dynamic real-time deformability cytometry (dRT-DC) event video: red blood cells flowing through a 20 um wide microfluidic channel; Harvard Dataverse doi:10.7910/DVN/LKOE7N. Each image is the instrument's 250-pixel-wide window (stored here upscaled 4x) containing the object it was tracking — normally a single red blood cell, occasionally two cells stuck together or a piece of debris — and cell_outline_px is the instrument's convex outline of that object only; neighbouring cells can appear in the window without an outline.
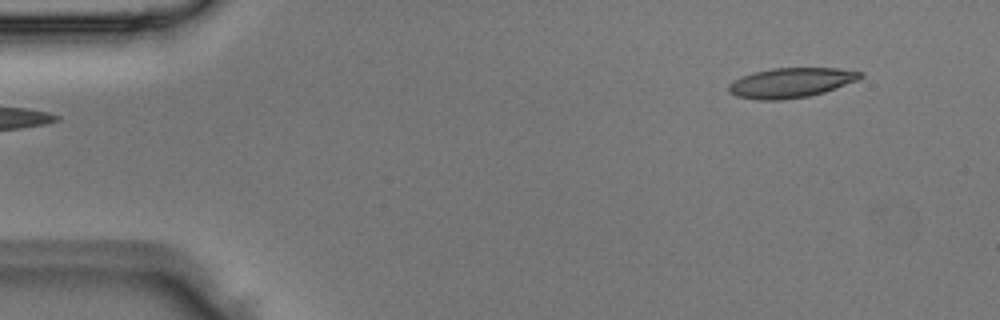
{"species": "Egyptian fruit bat (a non-hibernating species)", "species_latin": "Rousettus aegyptiacus", "temperature_condition": "room temperature", "stored_images_in_passage": 2, "camera_frame_rate_fps": 3000, "um_per_image_px": 0.085, "animal": {"sex": "male"}, "frame": {"image": 1, "passage_image": 2, "time_ms": 0.333, "image_size_px": [1000, 320], "cell_outline_px": [[864, 76], [860, 80], [824, 92], [808, 96], [780, 100], [756, 100], [736, 96], [728, 92], [728, 84], [732, 80], [740, 76], [752, 72], [772, 68], [840, 68], [864, 72]], "centroid_in_image_um": [67.23, 7.02], "position_along_channel_um": 17.8, "area_um2": 23.29}}